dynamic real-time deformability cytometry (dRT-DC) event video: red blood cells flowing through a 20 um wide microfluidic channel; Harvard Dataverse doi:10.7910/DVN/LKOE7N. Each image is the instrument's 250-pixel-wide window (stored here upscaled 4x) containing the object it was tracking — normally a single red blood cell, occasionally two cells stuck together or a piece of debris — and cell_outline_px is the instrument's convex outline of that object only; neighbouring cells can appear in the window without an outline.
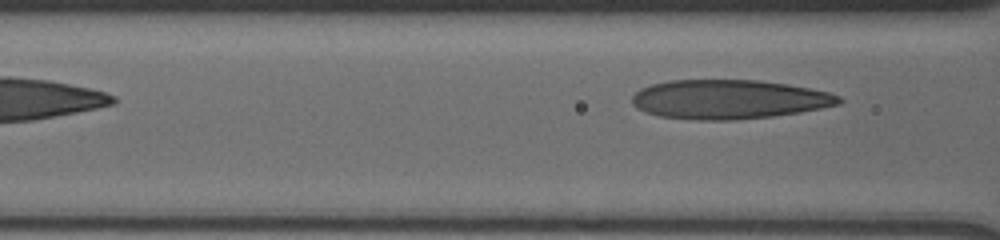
{"species": "human", "species_latin": "Homo sapiens", "temperature_condition": "cold", "stored_images_in_passage": 6, "segment_of_instrument_passage": [2, 2], "camera_frame_rate_fps": 3000, "um_per_image_px": 0.085, "donor": {"sex": "male"}, "frame": {"image": 1, "passage_image": 6, "time_ms": 4.667, "image_size_px": [1000, 240], "cell_outline_px": [[844, 100], [840, 104], [800, 112], [772, 116], [732, 120], [696, 120], [660, 116], [648, 112], [632, 104], [632, 96], [640, 88], [652, 84], [668, 80], [760, 80], [788, 84], [828, 92], [840, 96]], "centroid_in_image_um": [61.97, 8.44], "position_along_channel_um": 104.6, "area_um2": 47.16}}